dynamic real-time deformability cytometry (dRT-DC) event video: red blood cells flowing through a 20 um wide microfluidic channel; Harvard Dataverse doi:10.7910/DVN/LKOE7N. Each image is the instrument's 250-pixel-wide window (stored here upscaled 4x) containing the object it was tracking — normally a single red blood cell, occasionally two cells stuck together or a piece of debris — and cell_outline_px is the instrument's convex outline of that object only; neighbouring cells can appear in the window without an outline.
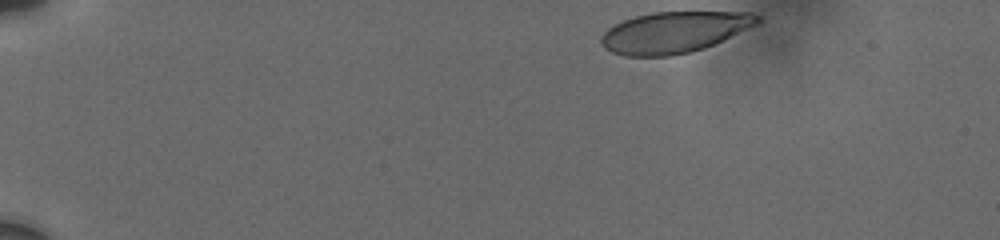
{"species": "human", "species_latin": "Homo sapiens", "temperature_condition": "cold", "stored_images_in_passage": 24, "camera_frame_rate_fps": 3000, "um_per_image_px": 0.085, "donor": {"sex": "male"}, "frame": {"image": 1, "passage_image": 1, "time_ms": 0.0, "image_size_px": [1000, 240], "cell_outline_px": [[760, 20], [756, 24], [704, 48], [672, 56], [624, 56], [612, 52], [604, 48], [600, 40], [604, 32], [608, 28], [624, 20], [636, 16], [652, 12], [748, 12], [760, 16]], "centroid_in_image_um": [57.26, 2.74], "position_along_channel_um": 27.7, "area_um2": 37.05}}
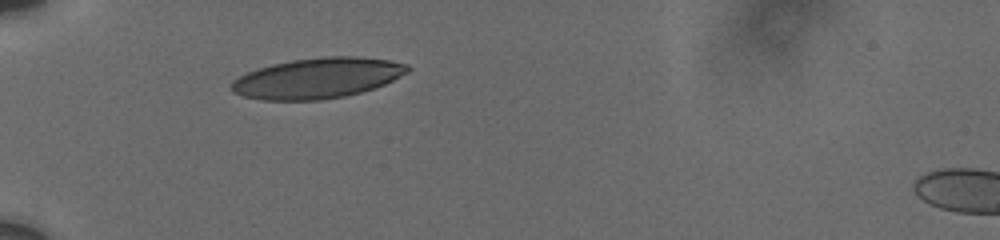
{"frame": {"image": 2, "passage_image": 23, "time_ms": 3.333, "image_size_px": [1000, 240], "cell_outline_px": [[412, 68], [408, 72], [384, 84], [360, 92], [344, 96], [320, 100], [260, 100], [244, 96], [232, 92], [232, 80], [248, 72], [272, 64], [292, 60], [324, 56], [360, 56], [388, 60], [408, 64]], "centroid_in_image_um": [26.99, 6.63], "position_along_channel_um": 58.0, "area_um2": 41.38}}